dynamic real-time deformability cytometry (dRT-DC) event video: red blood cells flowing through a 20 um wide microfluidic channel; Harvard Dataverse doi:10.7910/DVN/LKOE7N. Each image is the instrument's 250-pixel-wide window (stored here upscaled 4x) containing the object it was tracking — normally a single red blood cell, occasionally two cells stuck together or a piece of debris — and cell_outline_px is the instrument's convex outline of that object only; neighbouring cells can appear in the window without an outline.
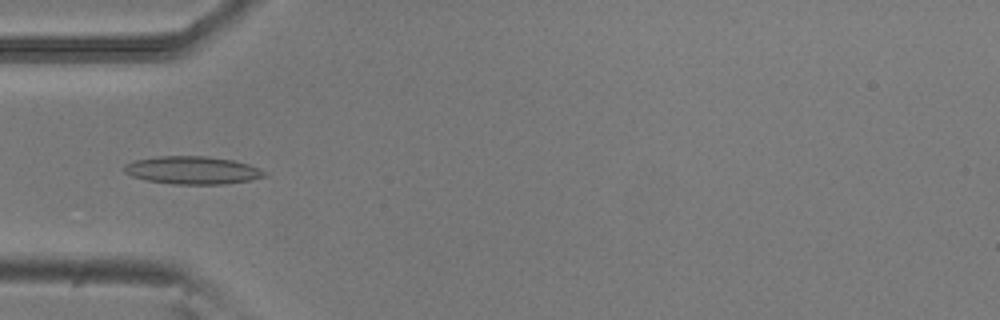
{"species": "common noctule bat (a hibernating species)", "species_latin": "Nyctalus noctula", "temperature_condition": "room temperature", "stored_images_in_passage": 8, "camera_frame_rate_fps": 3000, "um_per_image_px": 0.085, "animal": {"sex": "male", "body_mass_g": 20.5, "forearm_length_mm": 52.5}, "frame": {"image": 1, "passage_image": 5, "time_ms": 1.333, "image_size_px": [1000, 320], "cell_outline_px": [[268, 176], [248, 180], [224, 184], [172, 184], [144, 180], [132, 176], [124, 172], [124, 164], [132, 160], [156, 156], [208, 156], [232, 160], [248, 164], [260, 168], [268, 172]], "centroid_in_image_um": [16.34, 14.46], "position_along_channel_um": 68.7, "area_um2": 23.0}}
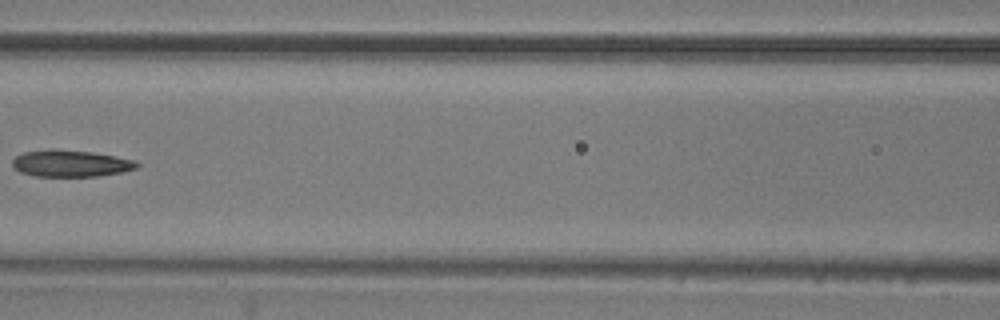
{"frame": {"image": 2, "passage_image": 7, "time_ms": 2.0, "image_size_px": [1000, 320], "cell_outline_px": [[140, 164], [136, 168], [124, 172], [96, 176], [36, 176], [20, 172], [12, 164], [12, 160], [16, 156], [24, 152], [52, 148], [56, 148], [92, 152], [136, 160]], "centroid_in_image_um": [6.02, 13.88], "position_along_channel_um": 160.6, "area_um2": 19.48}}
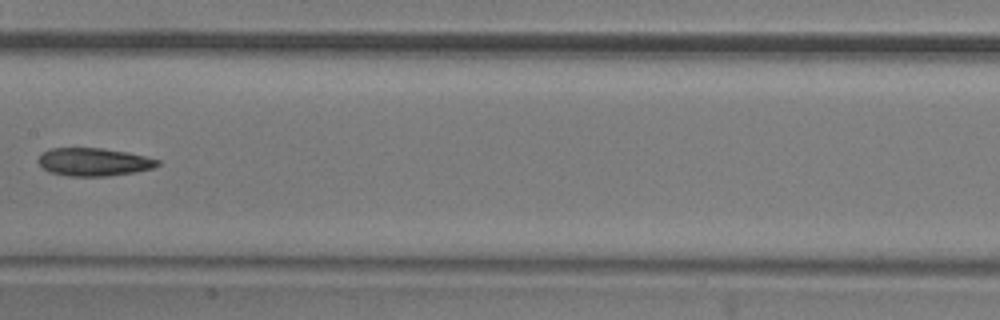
{"frame": {"image": 3, "passage_image": 8, "time_ms": 2.333, "image_size_px": [1000, 320], "cell_outline_px": [[160, 164], [152, 168], [136, 172], [108, 176], [68, 176], [48, 172], [36, 160], [40, 152], [48, 148], [100, 148], [128, 152], [160, 160]], "centroid_in_image_um": [7.92, 13.76], "position_along_channel_um": 199.5, "area_um2": 19.65}}